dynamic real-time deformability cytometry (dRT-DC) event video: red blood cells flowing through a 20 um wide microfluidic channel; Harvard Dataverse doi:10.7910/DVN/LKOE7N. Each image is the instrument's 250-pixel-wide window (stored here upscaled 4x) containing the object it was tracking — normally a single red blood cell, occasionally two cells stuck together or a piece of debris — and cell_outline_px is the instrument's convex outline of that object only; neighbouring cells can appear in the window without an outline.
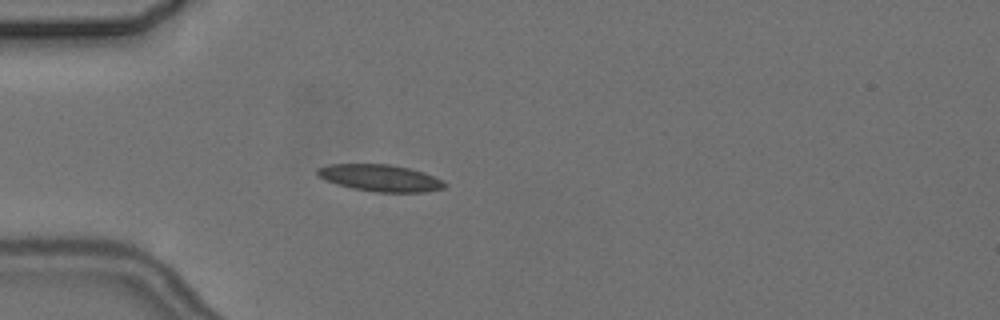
{"species": "common noctule bat (a hibernating species)", "species_latin": "Nyctalus noctula", "temperature_condition": "cold", "stored_images_in_passage": 6, "camera_frame_rate_fps": 3000, "um_per_image_px": 0.085, "animal": {"sex": "female", "body_mass_g": 24.6, "forearm_length_mm": 56.2}, "frame": {"image": 1, "passage_image": 4, "time_ms": 3.667, "image_size_px": [1000, 320], "cell_outline_px": [[448, 184], [444, 188], [424, 192], [376, 192], [352, 188], [336, 184], [324, 180], [316, 172], [316, 168], [328, 164], [388, 164], [408, 168], [424, 172], [444, 180]], "centroid_in_image_um": [32.33, 15.13], "position_along_channel_um": 52.7, "area_um2": 20.0}}
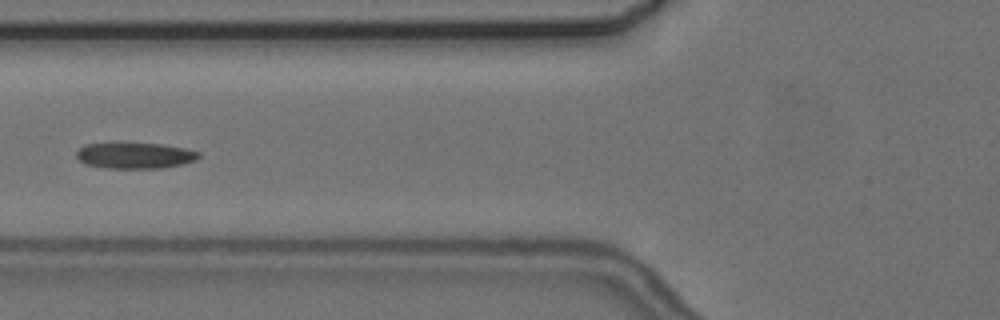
{"frame": {"image": 2, "passage_image": 6, "time_ms": 5.667, "image_size_px": [1000, 320], "cell_outline_px": [[200, 156], [196, 160], [180, 164], [160, 168], [108, 168], [84, 164], [76, 156], [76, 152], [84, 144], [112, 140], [116, 140], [164, 144], [184, 148], [200, 152]], "centroid_in_image_um": [11.39, 13.16], "position_along_channel_um": 114.4, "area_um2": 19.42}}